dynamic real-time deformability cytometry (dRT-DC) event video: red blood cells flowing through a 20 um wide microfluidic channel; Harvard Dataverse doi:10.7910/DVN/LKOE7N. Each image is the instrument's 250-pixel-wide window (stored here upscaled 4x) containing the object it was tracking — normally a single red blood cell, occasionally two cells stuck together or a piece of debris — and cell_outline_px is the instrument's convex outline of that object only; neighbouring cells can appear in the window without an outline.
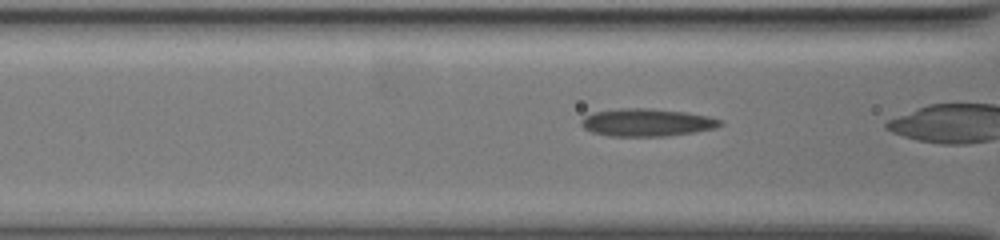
{"species": "common noctule bat (a hibernating species)", "species_latin": "Nyctalus noctula", "temperature_condition": "warm", "stored_images_in_passage": 27, "camera_frame_rate_fps": 3000, "um_per_image_px": 0.085, "animal": {"sex": "female", "body_mass_g": 19.5, "forearm_length_mm": 54.1}, "frame": {"image": 1, "passage_image": 5, "time_ms": 1.333, "image_size_px": [1000, 240], "cell_outline_px": [[724, 124], [712, 128], [692, 132], [668, 136], [608, 136], [592, 132], [584, 128], [580, 124], [580, 120], [584, 116], [592, 112], [620, 108], [648, 108], [688, 112], [708, 116], [720, 120]], "centroid_in_image_um": [54.92, 10.4], "position_along_channel_um": 111.7, "area_um2": 22.43}}
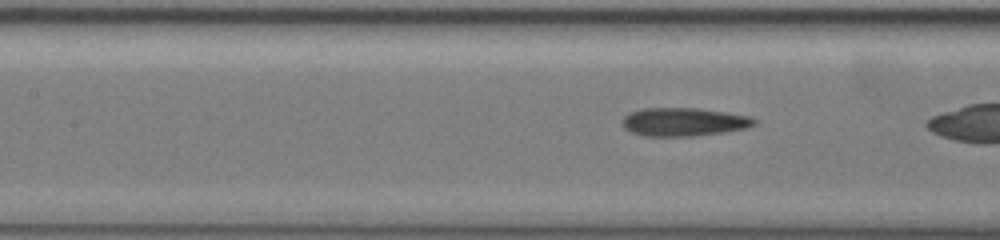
{"frame": {"image": 2, "passage_image": 8, "time_ms": 2.333, "image_size_px": [1000, 240], "cell_outline_px": [[756, 124], [748, 128], [728, 132], [692, 136], [644, 136], [632, 132], [624, 128], [624, 116], [632, 112], [644, 108], [696, 108], [724, 112], [748, 116], [756, 120]], "centroid_in_image_um": [58.16, 10.37], "position_along_channel_um": 149.2, "area_um2": 21.68}}